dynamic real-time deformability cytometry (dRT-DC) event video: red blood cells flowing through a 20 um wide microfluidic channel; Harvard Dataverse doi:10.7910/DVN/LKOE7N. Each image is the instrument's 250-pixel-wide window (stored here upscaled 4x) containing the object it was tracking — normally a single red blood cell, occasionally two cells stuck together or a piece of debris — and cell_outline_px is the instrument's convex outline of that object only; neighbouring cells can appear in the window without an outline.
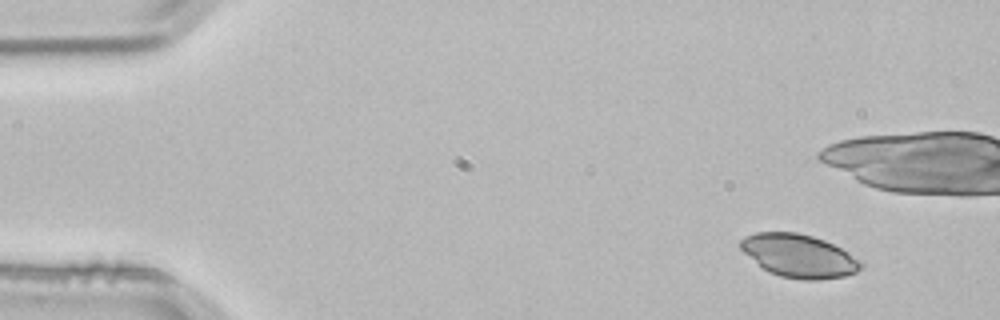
{"species": "common noctule bat (a hibernating species)", "species_latin": "Nyctalus noctula", "temperature_condition": "room temperature", "stored_images_in_passage": 3, "camera_frame_rate_fps": 3000, "um_per_image_px": 0.085, "animal": {"sex": "male", "body_mass_g": 21.5, "forearm_length_mm": 52.0}, "frame": {"image": 1, "passage_image": 1, "time_ms": 0.0, "image_size_px": [1000, 320], "cell_outline_px": [[864, 264], [856, 272], [844, 276], [816, 280], [804, 280], [780, 276], [768, 272], [744, 252], [740, 248], [740, 240], [744, 236], [756, 232], [796, 232], [812, 236], [824, 240], [848, 252], [860, 260]], "centroid_in_image_um": [67.9, 21.74], "position_along_channel_um": 17.1, "area_um2": 30.06}}